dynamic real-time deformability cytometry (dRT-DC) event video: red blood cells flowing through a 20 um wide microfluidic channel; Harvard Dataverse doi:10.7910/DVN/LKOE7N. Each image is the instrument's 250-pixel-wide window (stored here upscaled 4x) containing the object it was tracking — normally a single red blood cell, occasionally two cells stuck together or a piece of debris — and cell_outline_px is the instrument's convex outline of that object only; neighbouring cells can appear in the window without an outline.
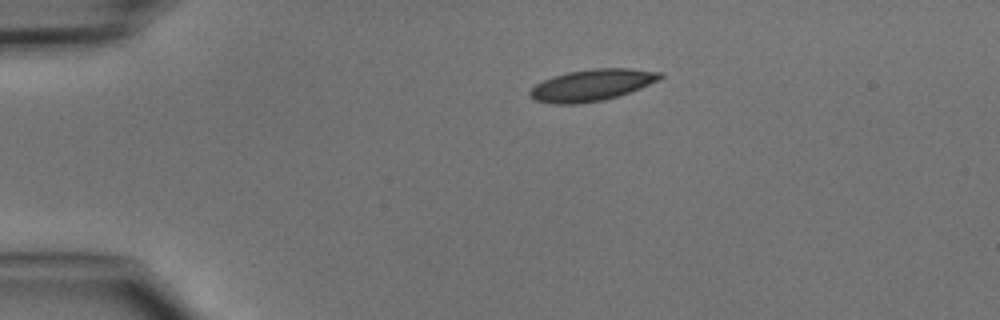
{"species": "common noctule bat (a hibernating species)", "species_latin": "Nyctalus noctula", "temperature_condition": "cold", "stored_images_in_passage": 2, "camera_frame_rate_fps": 3000, "um_per_image_px": 0.085, "animal": {"sex": "male", "body_mass_g": 15.6}, "frame": {"image": 1, "passage_image": 1, "time_ms": 0.0, "image_size_px": [1000, 320], "cell_outline_px": [[664, 76], [660, 80], [640, 88], [604, 100], [576, 104], [552, 104], [536, 100], [528, 96], [528, 92], [536, 84], [552, 76], [568, 72], [592, 68], [628, 68], [664, 72]], "centroid_in_image_um": [50.31, 7.22], "position_along_channel_um": 34.7, "area_um2": 24.04}}